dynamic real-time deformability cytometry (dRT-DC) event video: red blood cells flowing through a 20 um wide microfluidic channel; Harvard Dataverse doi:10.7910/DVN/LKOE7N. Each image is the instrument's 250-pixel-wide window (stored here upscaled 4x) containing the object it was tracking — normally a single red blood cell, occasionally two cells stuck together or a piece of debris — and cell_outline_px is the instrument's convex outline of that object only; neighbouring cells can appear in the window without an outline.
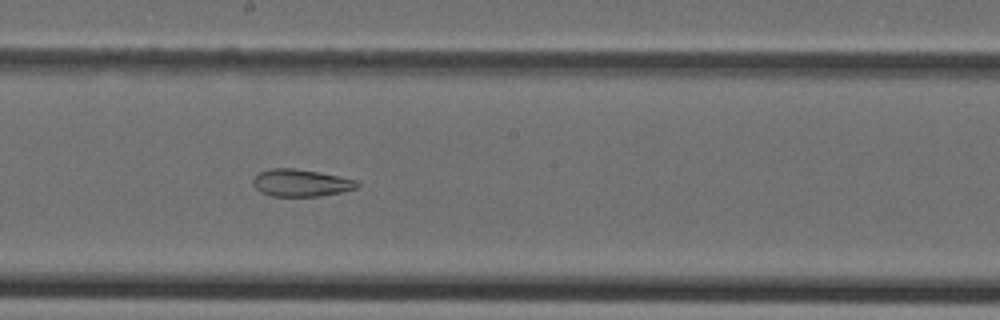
{"species": "Egyptian fruit bat (a non-hibernating species)", "species_latin": "Rousettus aegyptiacus", "temperature_condition": "cold", "stored_images_in_passage": 39, "camera_frame_rate_fps": 3000, "um_per_image_px": 0.085, "animal": {"sex": "female"}, "frame": {"image": 1, "passage_image": 19, "time_ms": 6.0, "image_size_px": [1000, 320], "cell_outline_px": [[360, 184], [356, 188], [340, 192], [320, 196], [272, 196], [260, 192], [252, 184], [252, 180], [260, 172], [272, 168], [292, 168], [320, 172], [340, 176], [356, 180]], "centroid_in_image_um": [25.57, 15.54], "position_along_channel_um": 222.6, "area_um2": 16.47}}
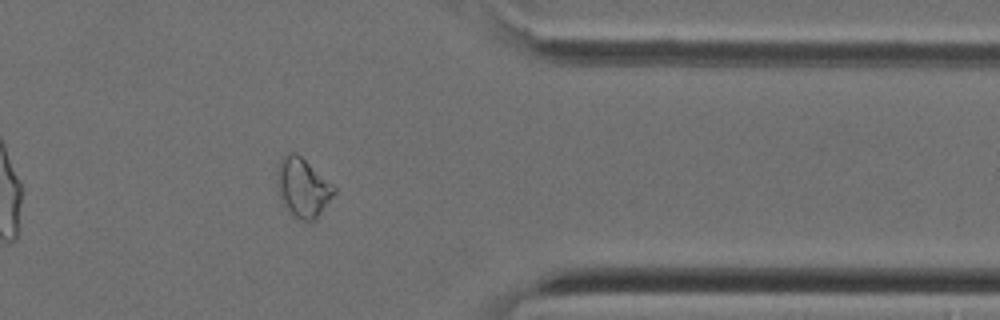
{"frame": {"image": 2, "passage_image": 31, "time_ms": 10.0, "image_size_px": [1000, 320], "cell_outline_px": [[336, 192], [316, 220], [300, 220], [292, 216], [280, 200], [280, 160], [288, 152], [296, 152], [332, 184], [336, 188]], "centroid_in_image_um": [25.79, 15.99], "position_along_channel_um": 385.6, "area_um2": 18.96}}
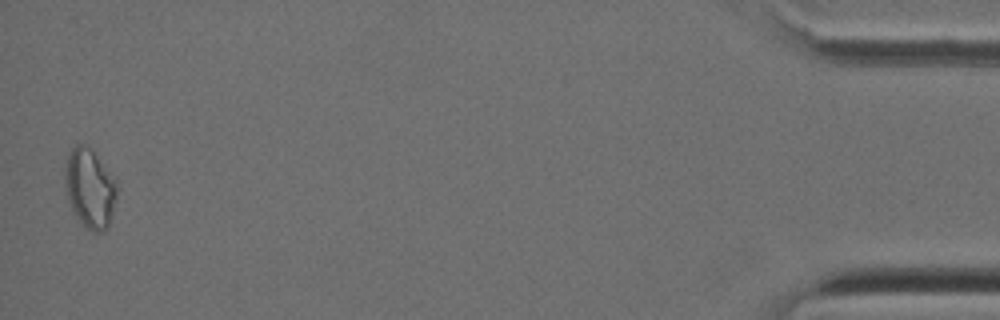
{"frame": {"image": 3, "passage_image": 39, "time_ms": 12.667, "image_size_px": [1000, 320], "cell_outline_px": [[116, 196], [108, 228], [100, 232], [92, 232], [80, 220], [72, 208], [68, 200], [64, 172], [68, 152], [76, 144], [84, 144], [92, 152], [112, 180], [116, 192]], "centroid_in_image_um": [7.58, 16.04], "position_along_channel_um": 427.6, "area_um2": 22.72}}